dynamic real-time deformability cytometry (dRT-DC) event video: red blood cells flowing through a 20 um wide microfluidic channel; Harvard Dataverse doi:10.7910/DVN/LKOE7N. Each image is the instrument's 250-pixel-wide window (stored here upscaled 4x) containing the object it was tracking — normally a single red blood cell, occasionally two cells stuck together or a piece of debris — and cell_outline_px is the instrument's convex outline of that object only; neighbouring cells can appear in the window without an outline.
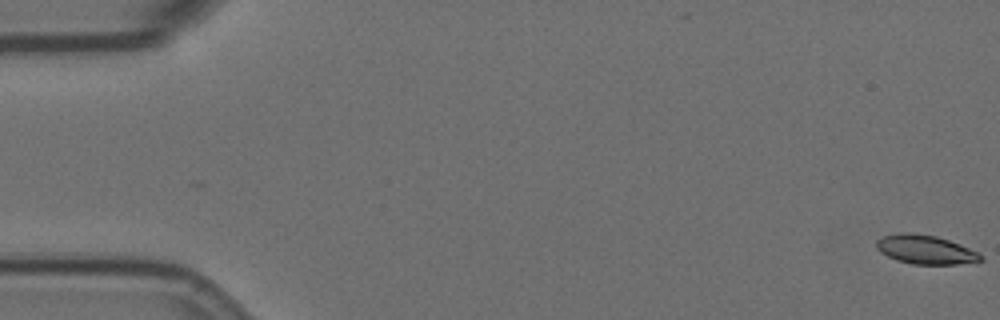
{"species": "Egyptian fruit bat (a non-hibernating species)", "species_latin": "Rousettus aegyptiacus", "temperature_condition": "room temperature", "stored_images_in_passage": 60, "camera_frame_rate_fps": 3000, "um_per_image_px": 0.085, "animal": {"sex": "female"}, "frame": {"image": 1, "passage_image": 1, "time_ms": 0.0, "image_size_px": [1000, 320], "cell_outline_px": [[984, 260], [956, 264], [912, 264], [896, 260], [880, 252], [876, 248], [876, 240], [884, 236], [896, 232], [912, 232], [936, 236], [948, 240], [968, 248], [984, 256]], "centroid_in_image_um": [78.62, 21.2], "position_along_channel_um": 6.4, "area_um2": 17.57}}
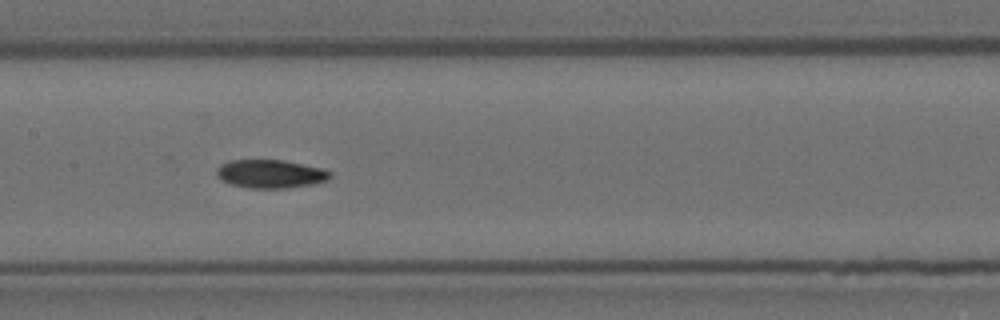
{"frame": {"image": 2, "passage_image": 29, "time_ms": 9.333, "image_size_px": [1000, 320], "cell_outline_px": [[332, 176], [328, 180], [312, 184], [288, 188], [248, 188], [232, 184], [216, 176], [216, 168], [220, 164], [228, 160], [284, 160], [320, 168], [332, 172]], "centroid_in_image_um": [22.98, 14.77], "position_along_channel_um": 184.4, "area_um2": 18.79}}
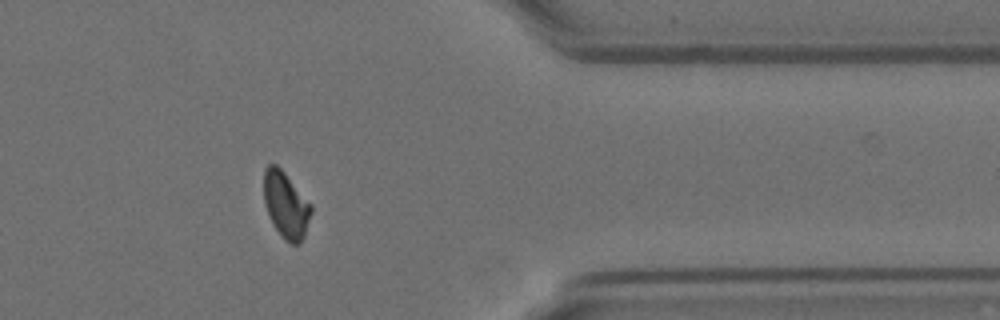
{"frame": {"image": 3, "passage_image": 48, "time_ms": 15.667, "image_size_px": [1000, 320], "cell_outline_px": [[312, 212], [304, 236], [300, 244], [292, 244], [284, 240], [272, 224], [268, 216], [264, 204], [264, 168], [268, 164], [276, 164], [284, 172], [312, 204]], "centroid_in_image_um": [24.29, 17.43], "position_along_channel_um": 387.1, "area_um2": 18.5}, "authors_computed_cell_mechanics": {"area_um2": 18.496, "velocity_mm_per_s": 3.4971, "shape_relaxation_time_tau1_ms": null, "shape_relaxation_time_tau2_ms": 5.1821, "deformation_change_tau1": null, "deformation_change_tau2": 0.085}}